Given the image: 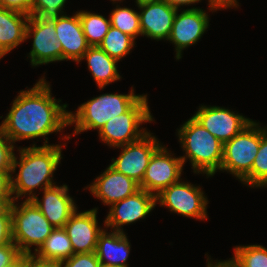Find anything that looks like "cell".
Segmentation results:
<instances>
[{"label": "cell", "instance_id": "6da1fadb", "mask_svg": "<svg viewBox=\"0 0 267 267\" xmlns=\"http://www.w3.org/2000/svg\"><path fill=\"white\" fill-rule=\"evenodd\" d=\"M18 94L1 123L4 135L12 143L45 137L69 125L67 104L60 105L61 100L52 97L44 77L33 88Z\"/></svg>", "mask_w": 267, "mask_h": 267}, {"label": "cell", "instance_id": "7a4b0ae2", "mask_svg": "<svg viewBox=\"0 0 267 267\" xmlns=\"http://www.w3.org/2000/svg\"><path fill=\"white\" fill-rule=\"evenodd\" d=\"M45 139L43 146L37 147L34 144L32 147L19 148V161L15 154L13 156L11 173H15L17 166L19 167L17 177L13 178L11 175L12 194H16L15 201L27 194H29L27 200H31L35 196L33 193L35 188L44 190L55 185L52 182L53 173L60 164L61 149L65 144L50 145L47 144L48 138Z\"/></svg>", "mask_w": 267, "mask_h": 267}, {"label": "cell", "instance_id": "3957f363", "mask_svg": "<svg viewBox=\"0 0 267 267\" xmlns=\"http://www.w3.org/2000/svg\"><path fill=\"white\" fill-rule=\"evenodd\" d=\"M179 141L185 151L181 156L183 165L187 158L194 173H204L208 177L220 170L223 158V143L205 129L193 117L178 130Z\"/></svg>", "mask_w": 267, "mask_h": 267}, {"label": "cell", "instance_id": "277c9868", "mask_svg": "<svg viewBox=\"0 0 267 267\" xmlns=\"http://www.w3.org/2000/svg\"><path fill=\"white\" fill-rule=\"evenodd\" d=\"M142 95H135L134 89L129 94H102L80 105L76 113L69 112V125L75 124L73 135L90 129H98L105 123L125 113Z\"/></svg>", "mask_w": 267, "mask_h": 267}, {"label": "cell", "instance_id": "5b68a950", "mask_svg": "<svg viewBox=\"0 0 267 267\" xmlns=\"http://www.w3.org/2000/svg\"><path fill=\"white\" fill-rule=\"evenodd\" d=\"M20 206L15 202L11 206L12 242L20 253L31 255V246L38 250L54 227L31 200H24Z\"/></svg>", "mask_w": 267, "mask_h": 267}, {"label": "cell", "instance_id": "8992f818", "mask_svg": "<svg viewBox=\"0 0 267 267\" xmlns=\"http://www.w3.org/2000/svg\"><path fill=\"white\" fill-rule=\"evenodd\" d=\"M153 121L147 95H143L125 112L108 120L99 130V137L110 147L118 148L140 140L148 132L140 130L144 122Z\"/></svg>", "mask_w": 267, "mask_h": 267}, {"label": "cell", "instance_id": "52a82bcc", "mask_svg": "<svg viewBox=\"0 0 267 267\" xmlns=\"http://www.w3.org/2000/svg\"><path fill=\"white\" fill-rule=\"evenodd\" d=\"M259 122L252 121L230 141L223 144L221 171H228L240 181L251 171L260 148Z\"/></svg>", "mask_w": 267, "mask_h": 267}, {"label": "cell", "instance_id": "ba28073f", "mask_svg": "<svg viewBox=\"0 0 267 267\" xmlns=\"http://www.w3.org/2000/svg\"><path fill=\"white\" fill-rule=\"evenodd\" d=\"M171 212L195 219H207V198L200 187L179 180L156 195V203Z\"/></svg>", "mask_w": 267, "mask_h": 267}, {"label": "cell", "instance_id": "9c48e42d", "mask_svg": "<svg viewBox=\"0 0 267 267\" xmlns=\"http://www.w3.org/2000/svg\"><path fill=\"white\" fill-rule=\"evenodd\" d=\"M31 36L33 45L29 57L32 66L62 61V45L57 40L55 19H42L30 15L26 27V39Z\"/></svg>", "mask_w": 267, "mask_h": 267}, {"label": "cell", "instance_id": "30bf717a", "mask_svg": "<svg viewBox=\"0 0 267 267\" xmlns=\"http://www.w3.org/2000/svg\"><path fill=\"white\" fill-rule=\"evenodd\" d=\"M161 146L149 132L140 140L123 146L121 154L109 165L119 173L141 183L153 153Z\"/></svg>", "mask_w": 267, "mask_h": 267}, {"label": "cell", "instance_id": "8fae6325", "mask_svg": "<svg viewBox=\"0 0 267 267\" xmlns=\"http://www.w3.org/2000/svg\"><path fill=\"white\" fill-rule=\"evenodd\" d=\"M180 157H172L164 146H160L152 155L146 168L140 189L158 195L163 189L180 180L183 168Z\"/></svg>", "mask_w": 267, "mask_h": 267}, {"label": "cell", "instance_id": "7c38bea8", "mask_svg": "<svg viewBox=\"0 0 267 267\" xmlns=\"http://www.w3.org/2000/svg\"><path fill=\"white\" fill-rule=\"evenodd\" d=\"M192 117L223 144L252 122V119L218 106H201Z\"/></svg>", "mask_w": 267, "mask_h": 267}, {"label": "cell", "instance_id": "4fadbf2b", "mask_svg": "<svg viewBox=\"0 0 267 267\" xmlns=\"http://www.w3.org/2000/svg\"><path fill=\"white\" fill-rule=\"evenodd\" d=\"M209 26L208 14L203 9L190 8L175 14L169 41L175 44L176 59L182 56V50L195 44Z\"/></svg>", "mask_w": 267, "mask_h": 267}, {"label": "cell", "instance_id": "5bb4252c", "mask_svg": "<svg viewBox=\"0 0 267 267\" xmlns=\"http://www.w3.org/2000/svg\"><path fill=\"white\" fill-rule=\"evenodd\" d=\"M156 196L143 189L111 205L105 219V227L123 232L122 225L144 219L156 206Z\"/></svg>", "mask_w": 267, "mask_h": 267}, {"label": "cell", "instance_id": "9a60e30c", "mask_svg": "<svg viewBox=\"0 0 267 267\" xmlns=\"http://www.w3.org/2000/svg\"><path fill=\"white\" fill-rule=\"evenodd\" d=\"M97 208L70 216L64 229L71 241L74 254L95 252L98 236L104 230L98 227Z\"/></svg>", "mask_w": 267, "mask_h": 267}, {"label": "cell", "instance_id": "2e32d148", "mask_svg": "<svg viewBox=\"0 0 267 267\" xmlns=\"http://www.w3.org/2000/svg\"><path fill=\"white\" fill-rule=\"evenodd\" d=\"M138 8L141 35L158 41L168 40L177 9L164 1L142 3Z\"/></svg>", "mask_w": 267, "mask_h": 267}, {"label": "cell", "instance_id": "e0dca14e", "mask_svg": "<svg viewBox=\"0 0 267 267\" xmlns=\"http://www.w3.org/2000/svg\"><path fill=\"white\" fill-rule=\"evenodd\" d=\"M42 201L35 195L31 201L54 228H64L70 216L77 210L74 200L68 195L67 185L44 189Z\"/></svg>", "mask_w": 267, "mask_h": 267}, {"label": "cell", "instance_id": "ac0fdd59", "mask_svg": "<svg viewBox=\"0 0 267 267\" xmlns=\"http://www.w3.org/2000/svg\"><path fill=\"white\" fill-rule=\"evenodd\" d=\"M88 188L105 205H112L140 190L139 183L110 166Z\"/></svg>", "mask_w": 267, "mask_h": 267}, {"label": "cell", "instance_id": "d6986e66", "mask_svg": "<svg viewBox=\"0 0 267 267\" xmlns=\"http://www.w3.org/2000/svg\"><path fill=\"white\" fill-rule=\"evenodd\" d=\"M55 29L57 40L62 45V61L80 62L90 45L83 33L78 12L73 16L65 14L55 19Z\"/></svg>", "mask_w": 267, "mask_h": 267}, {"label": "cell", "instance_id": "ffe728a7", "mask_svg": "<svg viewBox=\"0 0 267 267\" xmlns=\"http://www.w3.org/2000/svg\"><path fill=\"white\" fill-rule=\"evenodd\" d=\"M30 15L0 7V57L26 40V27Z\"/></svg>", "mask_w": 267, "mask_h": 267}, {"label": "cell", "instance_id": "44dd1931", "mask_svg": "<svg viewBox=\"0 0 267 267\" xmlns=\"http://www.w3.org/2000/svg\"><path fill=\"white\" fill-rule=\"evenodd\" d=\"M111 232L103 230L99 234L95 250L96 256L100 263L128 267L126 261L131 248L128 238L124 232Z\"/></svg>", "mask_w": 267, "mask_h": 267}, {"label": "cell", "instance_id": "7402d4cb", "mask_svg": "<svg viewBox=\"0 0 267 267\" xmlns=\"http://www.w3.org/2000/svg\"><path fill=\"white\" fill-rule=\"evenodd\" d=\"M86 59L89 71L98 87L103 89L110 83L120 80V74L117 70V60L110 57L99 46H90L84 53L82 59Z\"/></svg>", "mask_w": 267, "mask_h": 267}, {"label": "cell", "instance_id": "603a6c76", "mask_svg": "<svg viewBox=\"0 0 267 267\" xmlns=\"http://www.w3.org/2000/svg\"><path fill=\"white\" fill-rule=\"evenodd\" d=\"M73 254L71 241L64 228H54L40 248L33 253L38 259L57 262L69 259Z\"/></svg>", "mask_w": 267, "mask_h": 267}, {"label": "cell", "instance_id": "cb8c5ba5", "mask_svg": "<svg viewBox=\"0 0 267 267\" xmlns=\"http://www.w3.org/2000/svg\"><path fill=\"white\" fill-rule=\"evenodd\" d=\"M83 33L90 46H99L111 27L110 18L88 11L78 12Z\"/></svg>", "mask_w": 267, "mask_h": 267}, {"label": "cell", "instance_id": "d4e9b609", "mask_svg": "<svg viewBox=\"0 0 267 267\" xmlns=\"http://www.w3.org/2000/svg\"><path fill=\"white\" fill-rule=\"evenodd\" d=\"M251 187H267V129L260 127V148L251 171L241 180Z\"/></svg>", "mask_w": 267, "mask_h": 267}, {"label": "cell", "instance_id": "484cf974", "mask_svg": "<svg viewBox=\"0 0 267 267\" xmlns=\"http://www.w3.org/2000/svg\"><path fill=\"white\" fill-rule=\"evenodd\" d=\"M134 41L129 35L111 26L99 47L110 57L120 61L134 47Z\"/></svg>", "mask_w": 267, "mask_h": 267}, {"label": "cell", "instance_id": "4316f807", "mask_svg": "<svg viewBox=\"0 0 267 267\" xmlns=\"http://www.w3.org/2000/svg\"><path fill=\"white\" fill-rule=\"evenodd\" d=\"M229 261L235 267H267V249L261 245L236 246Z\"/></svg>", "mask_w": 267, "mask_h": 267}, {"label": "cell", "instance_id": "83f0119b", "mask_svg": "<svg viewBox=\"0 0 267 267\" xmlns=\"http://www.w3.org/2000/svg\"><path fill=\"white\" fill-rule=\"evenodd\" d=\"M111 26L129 35L134 40L141 35L140 15L138 12L119 5L111 12Z\"/></svg>", "mask_w": 267, "mask_h": 267}, {"label": "cell", "instance_id": "f1b7e54d", "mask_svg": "<svg viewBox=\"0 0 267 267\" xmlns=\"http://www.w3.org/2000/svg\"><path fill=\"white\" fill-rule=\"evenodd\" d=\"M67 0H32L31 16L42 19H57L64 15L63 7Z\"/></svg>", "mask_w": 267, "mask_h": 267}, {"label": "cell", "instance_id": "f546056e", "mask_svg": "<svg viewBox=\"0 0 267 267\" xmlns=\"http://www.w3.org/2000/svg\"><path fill=\"white\" fill-rule=\"evenodd\" d=\"M4 135L3 129L0 125V173L11 172L12 159L14 156V145Z\"/></svg>", "mask_w": 267, "mask_h": 267}, {"label": "cell", "instance_id": "4dcf8cb0", "mask_svg": "<svg viewBox=\"0 0 267 267\" xmlns=\"http://www.w3.org/2000/svg\"><path fill=\"white\" fill-rule=\"evenodd\" d=\"M60 267H100L96 253L73 254L69 259L59 262ZM64 265V266H63Z\"/></svg>", "mask_w": 267, "mask_h": 267}, {"label": "cell", "instance_id": "1f68e13d", "mask_svg": "<svg viewBox=\"0 0 267 267\" xmlns=\"http://www.w3.org/2000/svg\"><path fill=\"white\" fill-rule=\"evenodd\" d=\"M12 243L11 207L0 215V246Z\"/></svg>", "mask_w": 267, "mask_h": 267}, {"label": "cell", "instance_id": "d6a6232c", "mask_svg": "<svg viewBox=\"0 0 267 267\" xmlns=\"http://www.w3.org/2000/svg\"><path fill=\"white\" fill-rule=\"evenodd\" d=\"M20 251L14 242L0 246V267L13 262L19 255Z\"/></svg>", "mask_w": 267, "mask_h": 267}, {"label": "cell", "instance_id": "836d02e7", "mask_svg": "<svg viewBox=\"0 0 267 267\" xmlns=\"http://www.w3.org/2000/svg\"><path fill=\"white\" fill-rule=\"evenodd\" d=\"M11 172L0 173V201H15L11 188Z\"/></svg>", "mask_w": 267, "mask_h": 267}, {"label": "cell", "instance_id": "e575fe53", "mask_svg": "<svg viewBox=\"0 0 267 267\" xmlns=\"http://www.w3.org/2000/svg\"><path fill=\"white\" fill-rule=\"evenodd\" d=\"M31 1L32 0H0V7L31 15Z\"/></svg>", "mask_w": 267, "mask_h": 267}, {"label": "cell", "instance_id": "d590c367", "mask_svg": "<svg viewBox=\"0 0 267 267\" xmlns=\"http://www.w3.org/2000/svg\"><path fill=\"white\" fill-rule=\"evenodd\" d=\"M166 3H168L170 6L174 7L175 9H179L180 6L183 5H190V4H194L197 3L201 0H162ZM209 1V8L210 10H219L222 7L220 5H218L214 0H208Z\"/></svg>", "mask_w": 267, "mask_h": 267}, {"label": "cell", "instance_id": "8d00e7d4", "mask_svg": "<svg viewBox=\"0 0 267 267\" xmlns=\"http://www.w3.org/2000/svg\"><path fill=\"white\" fill-rule=\"evenodd\" d=\"M27 267H60L57 261H46L27 254Z\"/></svg>", "mask_w": 267, "mask_h": 267}, {"label": "cell", "instance_id": "74e56055", "mask_svg": "<svg viewBox=\"0 0 267 267\" xmlns=\"http://www.w3.org/2000/svg\"><path fill=\"white\" fill-rule=\"evenodd\" d=\"M5 267H27V254H20L13 262Z\"/></svg>", "mask_w": 267, "mask_h": 267}, {"label": "cell", "instance_id": "f35d334b", "mask_svg": "<svg viewBox=\"0 0 267 267\" xmlns=\"http://www.w3.org/2000/svg\"><path fill=\"white\" fill-rule=\"evenodd\" d=\"M208 260V264L207 267H235L229 260H224V261H219V262H215L213 264V262H210L209 257L207 258Z\"/></svg>", "mask_w": 267, "mask_h": 267}, {"label": "cell", "instance_id": "ab89813d", "mask_svg": "<svg viewBox=\"0 0 267 267\" xmlns=\"http://www.w3.org/2000/svg\"><path fill=\"white\" fill-rule=\"evenodd\" d=\"M218 5H220L223 9L232 7H238L237 0H214Z\"/></svg>", "mask_w": 267, "mask_h": 267}, {"label": "cell", "instance_id": "60d3db41", "mask_svg": "<svg viewBox=\"0 0 267 267\" xmlns=\"http://www.w3.org/2000/svg\"><path fill=\"white\" fill-rule=\"evenodd\" d=\"M14 201H0V215L8 208L11 207Z\"/></svg>", "mask_w": 267, "mask_h": 267}, {"label": "cell", "instance_id": "b9f144b4", "mask_svg": "<svg viewBox=\"0 0 267 267\" xmlns=\"http://www.w3.org/2000/svg\"><path fill=\"white\" fill-rule=\"evenodd\" d=\"M158 1H162V0H136L137 5L142 4V3H146V2H158Z\"/></svg>", "mask_w": 267, "mask_h": 267}, {"label": "cell", "instance_id": "7bdbcfd3", "mask_svg": "<svg viewBox=\"0 0 267 267\" xmlns=\"http://www.w3.org/2000/svg\"><path fill=\"white\" fill-rule=\"evenodd\" d=\"M100 267H121V266H114V265L100 263Z\"/></svg>", "mask_w": 267, "mask_h": 267}]
</instances>
